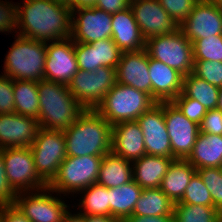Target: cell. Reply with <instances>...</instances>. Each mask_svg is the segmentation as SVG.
<instances>
[{
    "label": "cell",
    "mask_w": 222,
    "mask_h": 222,
    "mask_svg": "<svg viewBox=\"0 0 222 222\" xmlns=\"http://www.w3.org/2000/svg\"><path fill=\"white\" fill-rule=\"evenodd\" d=\"M38 175L49 184L67 157L66 141L63 131L39 128L30 146Z\"/></svg>",
    "instance_id": "9c48e42d"
},
{
    "label": "cell",
    "mask_w": 222,
    "mask_h": 222,
    "mask_svg": "<svg viewBox=\"0 0 222 222\" xmlns=\"http://www.w3.org/2000/svg\"><path fill=\"white\" fill-rule=\"evenodd\" d=\"M197 173L210 191L213 206L222 214V170L221 167L200 168Z\"/></svg>",
    "instance_id": "836d02e7"
},
{
    "label": "cell",
    "mask_w": 222,
    "mask_h": 222,
    "mask_svg": "<svg viewBox=\"0 0 222 222\" xmlns=\"http://www.w3.org/2000/svg\"><path fill=\"white\" fill-rule=\"evenodd\" d=\"M37 84V81L14 80V107L17 114L38 120L40 100Z\"/></svg>",
    "instance_id": "f1b7e54d"
},
{
    "label": "cell",
    "mask_w": 222,
    "mask_h": 222,
    "mask_svg": "<svg viewBox=\"0 0 222 222\" xmlns=\"http://www.w3.org/2000/svg\"><path fill=\"white\" fill-rule=\"evenodd\" d=\"M186 160L197 170L222 165V135L199 133Z\"/></svg>",
    "instance_id": "cb8c5ba5"
},
{
    "label": "cell",
    "mask_w": 222,
    "mask_h": 222,
    "mask_svg": "<svg viewBox=\"0 0 222 222\" xmlns=\"http://www.w3.org/2000/svg\"><path fill=\"white\" fill-rule=\"evenodd\" d=\"M178 203L213 206L210 191L206 188L197 172L191 178L182 199Z\"/></svg>",
    "instance_id": "e575fe53"
},
{
    "label": "cell",
    "mask_w": 222,
    "mask_h": 222,
    "mask_svg": "<svg viewBox=\"0 0 222 222\" xmlns=\"http://www.w3.org/2000/svg\"><path fill=\"white\" fill-rule=\"evenodd\" d=\"M2 222H31L15 204L0 206Z\"/></svg>",
    "instance_id": "f6af8a7d"
},
{
    "label": "cell",
    "mask_w": 222,
    "mask_h": 222,
    "mask_svg": "<svg viewBox=\"0 0 222 222\" xmlns=\"http://www.w3.org/2000/svg\"><path fill=\"white\" fill-rule=\"evenodd\" d=\"M62 222H86L85 215L73 214L68 210L62 218Z\"/></svg>",
    "instance_id": "f907efd6"
},
{
    "label": "cell",
    "mask_w": 222,
    "mask_h": 222,
    "mask_svg": "<svg viewBox=\"0 0 222 222\" xmlns=\"http://www.w3.org/2000/svg\"><path fill=\"white\" fill-rule=\"evenodd\" d=\"M17 194L7 180L2 149H0V206L14 204Z\"/></svg>",
    "instance_id": "7bdbcfd3"
},
{
    "label": "cell",
    "mask_w": 222,
    "mask_h": 222,
    "mask_svg": "<svg viewBox=\"0 0 222 222\" xmlns=\"http://www.w3.org/2000/svg\"><path fill=\"white\" fill-rule=\"evenodd\" d=\"M172 102L185 117L198 125L201 124L207 110L200 102L196 99L187 97L183 92H181Z\"/></svg>",
    "instance_id": "74e56055"
},
{
    "label": "cell",
    "mask_w": 222,
    "mask_h": 222,
    "mask_svg": "<svg viewBox=\"0 0 222 222\" xmlns=\"http://www.w3.org/2000/svg\"><path fill=\"white\" fill-rule=\"evenodd\" d=\"M116 83V68L102 66L91 72L78 70L68 88L85 109H96Z\"/></svg>",
    "instance_id": "ba28073f"
},
{
    "label": "cell",
    "mask_w": 222,
    "mask_h": 222,
    "mask_svg": "<svg viewBox=\"0 0 222 222\" xmlns=\"http://www.w3.org/2000/svg\"><path fill=\"white\" fill-rule=\"evenodd\" d=\"M173 160L172 157L143 155L132 162L133 180L142 189L160 188L161 181Z\"/></svg>",
    "instance_id": "603a6c76"
},
{
    "label": "cell",
    "mask_w": 222,
    "mask_h": 222,
    "mask_svg": "<svg viewBox=\"0 0 222 222\" xmlns=\"http://www.w3.org/2000/svg\"><path fill=\"white\" fill-rule=\"evenodd\" d=\"M111 21L112 14L94 6L76 8L72 10L70 38L74 42L89 44L97 40L111 38Z\"/></svg>",
    "instance_id": "4fadbf2b"
},
{
    "label": "cell",
    "mask_w": 222,
    "mask_h": 222,
    "mask_svg": "<svg viewBox=\"0 0 222 222\" xmlns=\"http://www.w3.org/2000/svg\"><path fill=\"white\" fill-rule=\"evenodd\" d=\"M151 97L158 102L173 101L183 89V77L178 70L149 57Z\"/></svg>",
    "instance_id": "ffe728a7"
},
{
    "label": "cell",
    "mask_w": 222,
    "mask_h": 222,
    "mask_svg": "<svg viewBox=\"0 0 222 222\" xmlns=\"http://www.w3.org/2000/svg\"><path fill=\"white\" fill-rule=\"evenodd\" d=\"M14 80L0 75V114L14 113Z\"/></svg>",
    "instance_id": "b9f144b4"
},
{
    "label": "cell",
    "mask_w": 222,
    "mask_h": 222,
    "mask_svg": "<svg viewBox=\"0 0 222 222\" xmlns=\"http://www.w3.org/2000/svg\"><path fill=\"white\" fill-rule=\"evenodd\" d=\"M207 3L215 4L222 7V0H205Z\"/></svg>",
    "instance_id": "f5cc1de1"
},
{
    "label": "cell",
    "mask_w": 222,
    "mask_h": 222,
    "mask_svg": "<svg viewBox=\"0 0 222 222\" xmlns=\"http://www.w3.org/2000/svg\"><path fill=\"white\" fill-rule=\"evenodd\" d=\"M130 162L146 155L144 136L139 123L123 121L112 126V150Z\"/></svg>",
    "instance_id": "44dd1931"
},
{
    "label": "cell",
    "mask_w": 222,
    "mask_h": 222,
    "mask_svg": "<svg viewBox=\"0 0 222 222\" xmlns=\"http://www.w3.org/2000/svg\"><path fill=\"white\" fill-rule=\"evenodd\" d=\"M180 29L191 43L197 39L222 35V7L199 0Z\"/></svg>",
    "instance_id": "e0dca14e"
},
{
    "label": "cell",
    "mask_w": 222,
    "mask_h": 222,
    "mask_svg": "<svg viewBox=\"0 0 222 222\" xmlns=\"http://www.w3.org/2000/svg\"><path fill=\"white\" fill-rule=\"evenodd\" d=\"M165 124L170 138L172 158L186 159L200 133L199 125L185 117L172 102H163Z\"/></svg>",
    "instance_id": "7c38bea8"
},
{
    "label": "cell",
    "mask_w": 222,
    "mask_h": 222,
    "mask_svg": "<svg viewBox=\"0 0 222 222\" xmlns=\"http://www.w3.org/2000/svg\"><path fill=\"white\" fill-rule=\"evenodd\" d=\"M192 44L194 61L222 62V35L197 39Z\"/></svg>",
    "instance_id": "d6a6232c"
},
{
    "label": "cell",
    "mask_w": 222,
    "mask_h": 222,
    "mask_svg": "<svg viewBox=\"0 0 222 222\" xmlns=\"http://www.w3.org/2000/svg\"><path fill=\"white\" fill-rule=\"evenodd\" d=\"M46 42V80L68 85L78 72L74 41L71 38Z\"/></svg>",
    "instance_id": "9a60e30c"
},
{
    "label": "cell",
    "mask_w": 222,
    "mask_h": 222,
    "mask_svg": "<svg viewBox=\"0 0 222 222\" xmlns=\"http://www.w3.org/2000/svg\"><path fill=\"white\" fill-rule=\"evenodd\" d=\"M194 75L217 87H222V62L194 61Z\"/></svg>",
    "instance_id": "8d00e7d4"
},
{
    "label": "cell",
    "mask_w": 222,
    "mask_h": 222,
    "mask_svg": "<svg viewBox=\"0 0 222 222\" xmlns=\"http://www.w3.org/2000/svg\"><path fill=\"white\" fill-rule=\"evenodd\" d=\"M80 192L84 193V196L78 205L79 209L82 207L83 210L82 212L80 210L79 214L110 216L109 188L94 183Z\"/></svg>",
    "instance_id": "4dcf8cb0"
},
{
    "label": "cell",
    "mask_w": 222,
    "mask_h": 222,
    "mask_svg": "<svg viewBox=\"0 0 222 222\" xmlns=\"http://www.w3.org/2000/svg\"><path fill=\"white\" fill-rule=\"evenodd\" d=\"M136 121L143 132L146 155L172 157L170 138L164 118L163 102L153 105Z\"/></svg>",
    "instance_id": "2e32d148"
},
{
    "label": "cell",
    "mask_w": 222,
    "mask_h": 222,
    "mask_svg": "<svg viewBox=\"0 0 222 222\" xmlns=\"http://www.w3.org/2000/svg\"><path fill=\"white\" fill-rule=\"evenodd\" d=\"M174 222H222V214L214 206L174 203Z\"/></svg>",
    "instance_id": "1f68e13d"
},
{
    "label": "cell",
    "mask_w": 222,
    "mask_h": 222,
    "mask_svg": "<svg viewBox=\"0 0 222 222\" xmlns=\"http://www.w3.org/2000/svg\"><path fill=\"white\" fill-rule=\"evenodd\" d=\"M103 156H67L56 176L47 185L59 194L76 193L97 182Z\"/></svg>",
    "instance_id": "8992f818"
},
{
    "label": "cell",
    "mask_w": 222,
    "mask_h": 222,
    "mask_svg": "<svg viewBox=\"0 0 222 222\" xmlns=\"http://www.w3.org/2000/svg\"><path fill=\"white\" fill-rule=\"evenodd\" d=\"M93 48H96L97 68L107 66L116 68L120 61L122 51L114 43L112 38L97 40L90 43Z\"/></svg>",
    "instance_id": "d590c367"
},
{
    "label": "cell",
    "mask_w": 222,
    "mask_h": 222,
    "mask_svg": "<svg viewBox=\"0 0 222 222\" xmlns=\"http://www.w3.org/2000/svg\"><path fill=\"white\" fill-rule=\"evenodd\" d=\"M179 25H181L194 9L199 0H158Z\"/></svg>",
    "instance_id": "f35d334b"
},
{
    "label": "cell",
    "mask_w": 222,
    "mask_h": 222,
    "mask_svg": "<svg viewBox=\"0 0 222 222\" xmlns=\"http://www.w3.org/2000/svg\"><path fill=\"white\" fill-rule=\"evenodd\" d=\"M130 7L145 41L180 30V25L170 17L158 0H131Z\"/></svg>",
    "instance_id": "5bb4252c"
},
{
    "label": "cell",
    "mask_w": 222,
    "mask_h": 222,
    "mask_svg": "<svg viewBox=\"0 0 222 222\" xmlns=\"http://www.w3.org/2000/svg\"><path fill=\"white\" fill-rule=\"evenodd\" d=\"M142 191L134 180L120 187L109 188L110 216L121 221L130 217Z\"/></svg>",
    "instance_id": "4316f807"
},
{
    "label": "cell",
    "mask_w": 222,
    "mask_h": 222,
    "mask_svg": "<svg viewBox=\"0 0 222 222\" xmlns=\"http://www.w3.org/2000/svg\"><path fill=\"white\" fill-rule=\"evenodd\" d=\"M217 109L222 111V87L219 88V100Z\"/></svg>",
    "instance_id": "816d5d0a"
},
{
    "label": "cell",
    "mask_w": 222,
    "mask_h": 222,
    "mask_svg": "<svg viewBox=\"0 0 222 222\" xmlns=\"http://www.w3.org/2000/svg\"><path fill=\"white\" fill-rule=\"evenodd\" d=\"M157 102L147 93L116 83L95 109L112 126L135 121Z\"/></svg>",
    "instance_id": "5b68a950"
},
{
    "label": "cell",
    "mask_w": 222,
    "mask_h": 222,
    "mask_svg": "<svg viewBox=\"0 0 222 222\" xmlns=\"http://www.w3.org/2000/svg\"><path fill=\"white\" fill-rule=\"evenodd\" d=\"M54 1L65 4V5H68L71 2V0H54Z\"/></svg>",
    "instance_id": "db71d44e"
},
{
    "label": "cell",
    "mask_w": 222,
    "mask_h": 222,
    "mask_svg": "<svg viewBox=\"0 0 222 222\" xmlns=\"http://www.w3.org/2000/svg\"><path fill=\"white\" fill-rule=\"evenodd\" d=\"M182 92L191 99H196L206 110L217 109L219 87L200 79L193 73L183 77Z\"/></svg>",
    "instance_id": "f546056e"
},
{
    "label": "cell",
    "mask_w": 222,
    "mask_h": 222,
    "mask_svg": "<svg viewBox=\"0 0 222 222\" xmlns=\"http://www.w3.org/2000/svg\"><path fill=\"white\" fill-rule=\"evenodd\" d=\"M123 222H174L173 216H130Z\"/></svg>",
    "instance_id": "7dc6e473"
},
{
    "label": "cell",
    "mask_w": 222,
    "mask_h": 222,
    "mask_svg": "<svg viewBox=\"0 0 222 222\" xmlns=\"http://www.w3.org/2000/svg\"><path fill=\"white\" fill-rule=\"evenodd\" d=\"M199 128L200 133L222 135V111L219 109L207 110Z\"/></svg>",
    "instance_id": "ee69618b"
},
{
    "label": "cell",
    "mask_w": 222,
    "mask_h": 222,
    "mask_svg": "<svg viewBox=\"0 0 222 222\" xmlns=\"http://www.w3.org/2000/svg\"><path fill=\"white\" fill-rule=\"evenodd\" d=\"M18 3L19 36L52 42L71 37L72 10L54 0H23Z\"/></svg>",
    "instance_id": "6da1fadb"
},
{
    "label": "cell",
    "mask_w": 222,
    "mask_h": 222,
    "mask_svg": "<svg viewBox=\"0 0 222 222\" xmlns=\"http://www.w3.org/2000/svg\"><path fill=\"white\" fill-rule=\"evenodd\" d=\"M111 25V38L122 52L145 49L146 41L143 39L131 7L112 14Z\"/></svg>",
    "instance_id": "7402d4cb"
},
{
    "label": "cell",
    "mask_w": 222,
    "mask_h": 222,
    "mask_svg": "<svg viewBox=\"0 0 222 222\" xmlns=\"http://www.w3.org/2000/svg\"><path fill=\"white\" fill-rule=\"evenodd\" d=\"M2 156L7 180L17 193L47 187L48 184L36 171L30 147L4 148Z\"/></svg>",
    "instance_id": "30bf717a"
},
{
    "label": "cell",
    "mask_w": 222,
    "mask_h": 222,
    "mask_svg": "<svg viewBox=\"0 0 222 222\" xmlns=\"http://www.w3.org/2000/svg\"><path fill=\"white\" fill-rule=\"evenodd\" d=\"M97 0H71L68 4L71 10H74L79 7H92L95 5Z\"/></svg>",
    "instance_id": "681fc988"
},
{
    "label": "cell",
    "mask_w": 222,
    "mask_h": 222,
    "mask_svg": "<svg viewBox=\"0 0 222 222\" xmlns=\"http://www.w3.org/2000/svg\"><path fill=\"white\" fill-rule=\"evenodd\" d=\"M40 128L37 119L21 114H0V149L30 147Z\"/></svg>",
    "instance_id": "ac0fdd59"
},
{
    "label": "cell",
    "mask_w": 222,
    "mask_h": 222,
    "mask_svg": "<svg viewBox=\"0 0 222 222\" xmlns=\"http://www.w3.org/2000/svg\"><path fill=\"white\" fill-rule=\"evenodd\" d=\"M0 0V32L18 30V5Z\"/></svg>",
    "instance_id": "60d3db41"
},
{
    "label": "cell",
    "mask_w": 222,
    "mask_h": 222,
    "mask_svg": "<svg viewBox=\"0 0 222 222\" xmlns=\"http://www.w3.org/2000/svg\"><path fill=\"white\" fill-rule=\"evenodd\" d=\"M41 128L65 131L85 108L74 98L68 85L42 79L38 81Z\"/></svg>",
    "instance_id": "3957f363"
},
{
    "label": "cell",
    "mask_w": 222,
    "mask_h": 222,
    "mask_svg": "<svg viewBox=\"0 0 222 222\" xmlns=\"http://www.w3.org/2000/svg\"><path fill=\"white\" fill-rule=\"evenodd\" d=\"M145 49L150 58L163 62L184 76L193 72V44L181 29L176 33L149 38Z\"/></svg>",
    "instance_id": "52a82bcc"
},
{
    "label": "cell",
    "mask_w": 222,
    "mask_h": 222,
    "mask_svg": "<svg viewBox=\"0 0 222 222\" xmlns=\"http://www.w3.org/2000/svg\"><path fill=\"white\" fill-rule=\"evenodd\" d=\"M197 170L186 159H174L163 177L160 189L174 202H179Z\"/></svg>",
    "instance_id": "d4e9b609"
},
{
    "label": "cell",
    "mask_w": 222,
    "mask_h": 222,
    "mask_svg": "<svg viewBox=\"0 0 222 222\" xmlns=\"http://www.w3.org/2000/svg\"><path fill=\"white\" fill-rule=\"evenodd\" d=\"M4 62V75L13 80L45 79L46 42L17 35Z\"/></svg>",
    "instance_id": "277c9868"
},
{
    "label": "cell",
    "mask_w": 222,
    "mask_h": 222,
    "mask_svg": "<svg viewBox=\"0 0 222 222\" xmlns=\"http://www.w3.org/2000/svg\"><path fill=\"white\" fill-rule=\"evenodd\" d=\"M116 82L141 90L151 96L149 55L146 49L122 52L116 67Z\"/></svg>",
    "instance_id": "d6986e66"
},
{
    "label": "cell",
    "mask_w": 222,
    "mask_h": 222,
    "mask_svg": "<svg viewBox=\"0 0 222 222\" xmlns=\"http://www.w3.org/2000/svg\"><path fill=\"white\" fill-rule=\"evenodd\" d=\"M74 50L79 70L91 72L97 69L96 48L89 43L74 42Z\"/></svg>",
    "instance_id": "ab89813d"
},
{
    "label": "cell",
    "mask_w": 222,
    "mask_h": 222,
    "mask_svg": "<svg viewBox=\"0 0 222 222\" xmlns=\"http://www.w3.org/2000/svg\"><path fill=\"white\" fill-rule=\"evenodd\" d=\"M174 202L160 189H143L131 216H173Z\"/></svg>",
    "instance_id": "83f0119b"
},
{
    "label": "cell",
    "mask_w": 222,
    "mask_h": 222,
    "mask_svg": "<svg viewBox=\"0 0 222 222\" xmlns=\"http://www.w3.org/2000/svg\"><path fill=\"white\" fill-rule=\"evenodd\" d=\"M130 1L131 0H97L94 7L109 14H115L118 11L129 8Z\"/></svg>",
    "instance_id": "bcb514c9"
},
{
    "label": "cell",
    "mask_w": 222,
    "mask_h": 222,
    "mask_svg": "<svg viewBox=\"0 0 222 222\" xmlns=\"http://www.w3.org/2000/svg\"><path fill=\"white\" fill-rule=\"evenodd\" d=\"M86 222H123L112 216L85 215Z\"/></svg>",
    "instance_id": "c3c4849f"
},
{
    "label": "cell",
    "mask_w": 222,
    "mask_h": 222,
    "mask_svg": "<svg viewBox=\"0 0 222 222\" xmlns=\"http://www.w3.org/2000/svg\"><path fill=\"white\" fill-rule=\"evenodd\" d=\"M34 192L18 193L14 204L31 222H62L69 209L65 201L52 196L48 186Z\"/></svg>",
    "instance_id": "8fae6325"
},
{
    "label": "cell",
    "mask_w": 222,
    "mask_h": 222,
    "mask_svg": "<svg viewBox=\"0 0 222 222\" xmlns=\"http://www.w3.org/2000/svg\"><path fill=\"white\" fill-rule=\"evenodd\" d=\"M63 133L67 156H104L112 150V125L95 109H85Z\"/></svg>",
    "instance_id": "7a4b0ae2"
},
{
    "label": "cell",
    "mask_w": 222,
    "mask_h": 222,
    "mask_svg": "<svg viewBox=\"0 0 222 222\" xmlns=\"http://www.w3.org/2000/svg\"><path fill=\"white\" fill-rule=\"evenodd\" d=\"M132 180V162L115 155L112 151L103 156L96 183L107 188H114Z\"/></svg>",
    "instance_id": "484cf974"
}]
</instances>
